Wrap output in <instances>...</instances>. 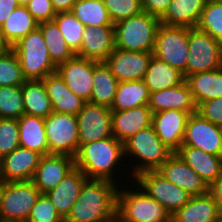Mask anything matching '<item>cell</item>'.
I'll return each instance as SVG.
<instances>
[{"mask_svg": "<svg viewBox=\"0 0 222 222\" xmlns=\"http://www.w3.org/2000/svg\"><path fill=\"white\" fill-rule=\"evenodd\" d=\"M20 147L48 155L44 118L24 114L18 119Z\"/></svg>", "mask_w": 222, "mask_h": 222, "instance_id": "83f0119b", "label": "cell"}, {"mask_svg": "<svg viewBox=\"0 0 222 222\" xmlns=\"http://www.w3.org/2000/svg\"><path fill=\"white\" fill-rule=\"evenodd\" d=\"M18 6H20L18 0H0V26Z\"/></svg>", "mask_w": 222, "mask_h": 222, "instance_id": "7dc6e473", "label": "cell"}, {"mask_svg": "<svg viewBox=\"0 0 222 222\" xmlns=\"http://www.w3.org/2000/svg\"><path fill=\"white\" fill-rule=\"evenodd\" d=\"M26 79L23 76L16 53L11 49L0 56V87L21 86Z\"/></svg>", "mask_w": 222, "mask_h": 222, "instance_id": "ab89813d", "label": "cell"}, {"mask_svg": "<svg viewBox=\"0 0 222 222\" xmlns=\"http://www.w3.org/2000/svg\"><path fill=\"white\" fill-rule=\"evenodd\" d=\"M153 112L148 105L124 111H112V134L124 143L139 131L152 125Z\"/></svg>", "mask_w": 222, "mask_h": 222, "instance_id": "44dd1931", "label": "cell"}, {"mask_svg": "<svg viewBox=\"0 0 222 222\" xmlns=\"http://www.w3.org/2000/svg\"><path fill=\"white\" fill-rule=\"evenodd\" d=\"M24 115L21 86L0 87V118L16 119Z\"/></svg>", "mask_w": 222, "mask_h": 222, "instance_id": "f35d334b", "label": "cell"}, {"mask_svg": "<svg viewBox=\"0 0 222 222\" xmlns=\"http://www.w3.org/2000/svg\"><path fill=\"white\" fill-rule=\"evenodd\" d=\"M152 55L153 52L129 51L115 47L104 62L118 82L143 80Z\"/></svg>", "mask_w": 222, "mask_h": 222, "instance_id": "5bb4252c", "label": "cell"}, {"mask_svg": "<svg viewBox=\"0 0 222 222\" xmlns=\"http://www.w3.org/2000/svg\"><path fill=\"white\" fill-rule=\"evenodd\" d=\"M74 158L75 167L79 168L88 179L108 180L117 182V185L120 184V186L122 183L125 185L124 182L133 181L127 170L123 143L114 136L81 145ZM122 167H126L123 170L127 172L125 174L128 176L124 175ZM120 177L123 180L125 177V181L120 183L122 180Z\"/></svg>", "mask_w": 222, "mask_h": 222, "instance_id": "6da1fadb", "label": "cell"}, {"mask_svg": "<svg viewBox=\"0 0 222 222\" xmlns=\"http://www.w3.org/2000/svg\"><path fill=\"white\" fill-rule=\"evenodd\" d=\"M53 20L61 31L67 46L76 54L80 50L82 35L86 27L72 12H58Z\"/></svg>", "mask_w": 222, "mask_h": 222, "instance_id": "8d00e7d4", "label": "cell"}, {"mask_svg": "<svg viewBox=\"0 0 222 222\" xmlns=\"http://www.w3.org/2000/svg\"><path fill=\"white\" fill-rule=\"evenodd\" d=\"M160 19L142 11L114 24L115 47L129 51L153 52Z\"/></svg>", "mask_w": 222, "mask_h": 222, "instance_id": "5b68a950", "label": "cell"}, {"mask_svg": "<svg viewBox=\"0 0 222 222\" xmlns=\"http://www.w3.org/2000/svg\"><path fill=\"white\" fill-rule=\"evenodd\" d=\"M209 193L222 212V175L209 185Z\"/></svg>", "mask_w": 222, "mask_h": 222, "instance_id": "c3c4849f", "label": "cell"}, {"mask_svg": "<svg viewBox=\"0 0 222 222\" xmlns=\"http://www.w3.org/2000/svg\"><path fill=\"white\" fill-rule=\"evenodd\" d=\"M181 146H191L222 157L220 126L204 119L197 112L190 114Z\"/></svg>", "mask_w": 222, "mask_h": 222, "instance_id": "4fadbf2b", "label": "cell"}, {"mask_svg": "<svg viewBox=\"0 0 222 222\" xmlns=\"http://www.w3.org/2000/svg\"><path fill=\"white\" fill-rule=\"evenodd\" d=\"M42 154L22 147L0 159V182L30 181Z\"/></svg>", "mask_w": 222, "mask_h": 222, "instance_id": "e0dca14e", "label": "cell"}, {"mask_svg": "<svg viewBox=\"0 0 222 222\" xmlns=\"http://www.w3.org/2000/svg\"><path fill=\"white\" fill-rule=\"evenodd\" d=\"M148 106L153 113L170 109L189 114L197 112V106L186 81L175 87L150 93Z\"/></svg>", "mask_w": 222, "mask_h": 222, "instance_id": "603a6c76", "label": "cell"}, {"mask_svg": "<svg viewBox=\"0 0 222 222\" xmlns=\"http://www.w3.org/2000/svg\"><path fill=\"white\" fill-rule=\"evenodd\" d=\"M188 112L165 110L153 113L152 125L162 143L173 153L182 145L185 135Z\"/></svg>", "mask_w": 222, "mask_h": 222, "instance_id": "ffe728a7", "label": "cell"}, {"mask_svg": "<svg viewBox=\"0 0 222 222\" xmlns=\"http://www.w3.org/2000/svg\"><path fill=\"white\" fill-rule=\"evenodd\" d=\"M40 195L31 180L0 182V222H26Z\"/></svg>", "mask_w": 222, "mask_h": 222, "instance_id": "52a82bcc", "label": "cell"}, {"mask_svg": "<svg viewBox=\"0 0 222 222\" xmlns=\"http://www.w3.org/2000/svg\"><path fill=\"white\" fill-rule=\"evenodd\" d=\"M113 24L140 14L141 0H103Z\"/></svg>", "mask_w": 222, "mask_h": 222, "instance_id": "60d3db41", "label": "cell"}, {"mask_svg": "<svg viewBox=\"0 0 222 222\" xmlns=\"http://www.w3.org/2000/svg\"><path fill=\"white\" fill-rule=\"evenodd\" d=\"M49 154H66L75 157L79 150L77 117L52 112L44 118Z\"/></svg>", "mask_w": 222, "mask_h": 222, "instance_id": "30bf717a", "label": "cell"}, {"mask_svg": "<svg viewBox=\"0 0 222 222\" xmlns=\"http://www.w3.org/2000/svg\"><path fill=\"white\" fill-rule=\"evenodd\" d=\"M220 136H221V139H222V126H220Z\"/></svg>", "mask_w": 222, "mask_h": 222, "instance_id": "f5cc1de1", "label": "cell"}, {"mask_svg": "<svg viewBox=\"0 0 222 222\" xmlns=\"http://www.w3.org/2000/svg\"><path fill=\"white\" fill-rule=\"evenodd\" d=\"M123 148L132 180L141 172L156 171L173 154L157 136L153 125L126 140Z\"/></svg>", "mask_w": 222, "mask_h": 222, "instance_id": "3957f363", "label": "cell"}, {"mask_svg": "<svg viewBox=\"0 0 222 222\" xmlns=\"http://www.w3.org/2000/svg\"><path fill=\"white\" fill-rule=\"evenodd\" d=\"M20 5H25L29 0H18Z\"/></svg>", "mask_w": 222, "mask_h": 222, "instance_id": "816d5d0a", "label": "cell"}, {"mask_svg": "<svg viewBox=\"0 0 222 222\" xmlns=\"http://www.w3.org/2000/svg\"><path fill=\"white\" fill-rule=\"evenodd\" d=\"M75 168V158L66 154L43 155L32 177V183L46 194Z\"/></svg>", "mask_w": 222, "mask_h": 222, "instance_id": "9a60e30c", "label": "cell"}, {"mask_svg": "<svg viewBox=\"0 0 222 222\" xmlns=\"http://www.w3.org/2000/svg\"><path fill=\"white\" fill-rule=\"evenodd\" d=\"M149 88L143 80H130L118 83L111 111H124L134 107L148 105Z\"/></svg>", "mask_w": 222, "mask_h": 222, "instance_id": "1f68e13d", "label": "cell"}, {"mask_svg": "<svg viewBox=\"0 0 222 222\" xmlns=\"http://www.w3.org/2000/svg\"><path fill=\"white\" fill-rule=\"evenodd\" d=\"M196 28L222 43V0H207Z\"/></svg>", "mask_w": 222, "mask_h": 222, "instance_id": "74e56055", "label": "cell"}, {"mask_svg": "<svg viewBox=\"0 0 222 222\" xmlns=\"http://www.w3.org/2000/svg\"><path fill=\"white\" fill-rule=\"evenodd\" d=\"M185 81L189 85L196 106L222 96V67L208 72L192 74Z\"/></svg>", "mask_w": 222, "mask_h": 222, "instance_id": "f546056e", "label": "cell"}, {"mask_svg": "<svg viewBox=\"0 0 222 222\" xmlns=\"http://www.w3.org/2000/svg\"><path fill=\"white\" fill-rule=\"evenodd\" d=\"M110 107L86 102L77 114L79 147L112 137Z\"/></svg>", "mask_w": 222, "mask_h": 222, "instance_id": "7c38bea8", "label": "cell"}, {"mask_svg": "<svg viewBox=\"0 0 222 222\" xmlns=\"http://www.w3.org/2000/svg\"><path fill=\"white\" fill-rule=\"evenodd\" d=\"M12 49V46L5 40L0 28V56L6 54Z\"/></svg>", "mask_w": 222, "mask_h": 222, "instance_id": "f907efd6", "label": "cell"}, {"mask_svg": "<svg viewBox=\"0 0 222 222\" xmlns=\"http://www.w3.org/2000/svg\"><path fill=\"white\" fill-rule=\"evenodd\" d=\"M156 171L174 185L187 191L191 196L209 192V185L176 153H173Z\"/></svg>", "mask_w": 222, "mask_h": 222, "instance_id": "ac0fdd59", "label": "cell"}, {"mask_svg": "<svg viewBox=\"0 0 222 222\" xmlns=\"http://www.w3.org/2000/svg\"><path fill=\"white\" fill-rule=\"evenodd\" d=\"M26 222H64L46 194H41Z\"/></svg>", "mask_w": 222, "mask_h": 222, "instance_id": "7bdbcfd3", "label": "cell"}, {"mask_svg": "<svg viewBox=\"0 0 222 222\" xmlns=\"http://www.w3.org/2000/svg\"><path fill=\"white\" fill-rule=\"evenodd\" d=\"M175 153L208 185L222 175V157L220 156L191 146H181Z\"/></svg>", "mask_w": 222, "mask_h": 222, "instance_id": "484cf974", "label": "cell"}, {"mask_svg": "<svg viewBox=\"0 0 222 222\" xmlns=\"http://www.w3.org/2000/svg\"><path fill=\"white\" fill-rule=\"evenodd\" d=\"M222 212L211 194L192 196L191 199L174 214L171 222H215Z\"/></svg>", "mask_w": 222, "mask_h": 222, "instance_id": "d4e9b609", "label": "cell"}, {"mask_svg": "<svg viewBox=\"0 0 222 222\" xmlns=\"http://www.w3.org/2000/svg\"><path fill=\"white\" fill-rule=\"evenodd\" d=\"M56 13L58 12H71L73 5L77 0H51Z\"/></svg>", "mask_w": 222, "mask_h": 222, "instance_id": "681fc988", "label": "cell"}, {"mask_svg": "<svg viewBox=\"0 0 222 222\" xmlns=\"http://www.w3.org/2000/svg\"><path fill=\"white\" fill-rule=\"evenodd\" d=\"M130 185L126 183L125 187L122 184L118 190V222H171L170 213L157 200L148 196L134 181Z\"/></svg>", "mask_w": 222, "mask_h": 222, "instance_id": "277c9868", "label": "cell"}, {"mask_svg": "<svg viewBox=\"0 0 222 222\" xmlns=\"http://www.w3.org/2000/svg\"><path fill=\"white\" fill-rule=\"evenodd\" d=\"M150 93L172 88L185 82L183 73L152 55L143 78Z\"/></svg>", "mask_w": 222, "mask_h": 222, "instance_id": "f1b7e54d", "label": "cell"}, {"mask_svg": "<svg viewBox=\"0 0 222 222\" xmlns=\"http://www.w3.org/2000/svg\"><path fill=\"white\" fill-rule=\"evenodd\" d=\"M188 63L185 79L195 73L222 67V43L199 29L188 28Z\"/></svg>", "mask_w": 222, "mask_h": 222, "instance_id": "ba28073f", "label": "cell"}, {"mask_svg": "<svg viewBox=\"0 0 222 222\" xmlns=\"http://www.w3.org/2000/svg\"><path fill=\"white\" fill-rule=\"evenodd\" d=\"M120 185L87 179L64 222H116Z\"/></svg>", "mask_w": 222, "mask_h": 222, "instance_id": "7a4b0ae2", "label": "cell"}, {"mask_svg": "<svg viewBox=\"0 0 222 222\" xmlns=\"http://www.w3.org/2000/svg\"><path fill=\"white\" fill-rule=\"evenodd\" d=\"M58 74L78 97L90 102L93 90V60L74 56L57 66Z\"/></svg>", "mask_w": 222, "mask_h": 222, "instance_id": "2e32d148", "label": "cell"}, {"mask_svg": "<svg viewBox=\"0 0 222 222\" xmlns=\"http://www.w3.org/2000/svg\"><path fill=\"white\" fill-rule=\"evenodd\" d=\"M38 28L42 32L49 56L56 66L75 56L72 50L67 46L54 20L40 23Z\"/></svg>", "mask_w": 222, "mask_h": 222, "instance_id": "e575fe53", "label": "cell"}, {"mask_svg": "<svg viewBox=\"0 0 222 222\" xmlns=\"http://www.w3.org/2000/svg\"><path fill=\"white\" fill-rule=\"evenodd\" d=\"M71 12L85 27L114 25L103 0H77Z\"/></svg>", "mask_w": 222, "mask_h": 222, "instance_id": "d590c367", "label": "cell"}, {"mask_svg": "<svg viewBox=\"0 0 222 222\" xmlns=\"http://www.w3.org/2000/svg\"><path fill=\"white\" fill-rule=\"evenodd\" d=\"M172 0H141L142 10L148 14L161 18Z\"/></svg>", "mask_w": 222, "mask_h": 222, "instance_id": "bcb514c9", "label": "cell"}, {"mask_svg": "<svg viewBox=\"0 0 222 222\" xmlns=\"http://www.w3.org/2000/svg\"><path fill=\"white\" fill-rule=\"evenodd\" d=\"M207 0H172L160 23L195 28Z\"/></svg>", "mask_w": 222, "mask_h": 222, "instance_id": "4316f807", "label": "cell"}, {"mask_svg": "<svg viewBox=\"0 0 222 222\" xmlns=\"http://www.w3.org/2000/svg\"><path fill=\"white\" fill-rule=\"evenodd\" d=\"M18 147H20L18 120L0 118V159Z\"/></svg>", "mask_w": 222, "mask_h": 222, "instance_id": "b9f144b4", "label": "cell"}, {"mask_svg": "<svg viewBox=\"0 0 222 222\" xmlns=\"http://www.w3.org/2000/svg\"><path fill=\"white\" fill-rule=\"evenodd\" d=\"M197 113L211 123L222 126V96L200 103Z\"/></svg>", "mask_w": 222, "mask_h": 222, "instance_id": "f6af8a7d", "label": "cell"}, {"mask_svg": "<svg viewBox=\"0 0 222 222\" xmlns=\"http://www.w3.org/2000/svg\"><path fill=\"white\" fill-rule=\"evenodd\" d=\"M188 27L160 23L156 31L153 55L183 73L188 63Z\"/></svg>", "mask_w": 222, "mask_h": 222, "instance_id": "9c48e42d", "label": "cell"}, {"mask_svg": "<svg viewBox=\"0 0 222 222\" xmlns=\"http://www.w3.org/2000/svg\"><path fill=\"white\" fill-rule=\"evenodd\" d=\"M39 23L25 5L15 8L8 19L0 26L5 40L13 46L29 32L36 30Z\"/></svg>", "mask_w": 222, "mask_h": 222, "instance_id": "836d02e7", "label": "cell"}, {"mask_svg": "<svg viewBox=\"0 0 222 222\" xmlns=\"http://www.w3.org/2000/svg\"><path fill=\"white\" fill-rule=\"evenodd\" d=\"M25 6L39 24L52 21L57 14L51 0H29Z\"/></svg>", "mask_w": 222, "mask_h": 222, "instance_id": "ee69618b", "label": "cell"}, {"mask_svg": "<svg viewBox=\"0 0 222 222\" xmlns=\"http://www.w3.org/2000/svg\"><path fill=\"white\" fill-rule=\"evenodd\" d=\"M12 49L17 55L26 80H42L57 70L39 28L21 38Z\"/></svg>", "mask_w": 222, "mask_h": 222, "instance_id": "8992f818", "label": "cell"}, {"mask_svg": "<svg viewBox=\"0 0 222 222\" xmlns=\"http://www.w3.org/2000/svg\"><path fill=\"white\" fill-rule=\"evenodd\" d=\"M133 181L150 197L157 200L169 213L174 214L190 199L184 189L165 179L157 171H144L133 178Z\"/></svg>", "mask_w": 222, "mask_h": 222, "instance_id": "8fae6325", "label": "cell"}, {"mask_svg": "<svg viewBox=\"0 0 222 222\" xmlns=\"http://www.w3.org/2000/svg\"><path fill=\"white\" fill-rule=\"evenodd\" d=\"M118 83L105 62L93 61V90L90 103L111 107Z\"/></svg>", "mask_w": 222, "mask_h": 222, "instance_id": "4dcf8cb0", "label": "cell"}, {"mask_svg": "<svg viewBox=\"0 0 222 222\" xmlns=\"http://www.w3.org/2000/svg\"><path fill=\"white\" fill-rule=\"evenodd\" d=\"M42 80L51 101L53 112L77 116L86 101L67 87L58 72L49 74Z\"/></svg>", "mask_w": 222, "mask_h": 222, "instance_id": "cb8c5ba5", "label": "cell"}, {"mask_svg": "<svg viewBox=\"0 0 222 222\" xmlns=\"http://www.w3.org/2000/svg\"><path fill=\"white\" fill-rule=\"evenodd\" d=\"M87 179L86 175L75 167L54 189L46 193L64 220L70 214Z\"/></svg>", "mask_w": 222, "mask_h": 222, "instance_id": "7402d4cb", "label": "cell"}, {"mask_svg": "<svg viewBox=\"0 0 222 222\" xmlns=\"http://www.w3.org/2000/svg\"><path fill=\"white\" fill-rule=\"evenodd\" d=\"M215 222H222V217L220 219H218L217 221H215Z\"/></svg>", "mask_w": 222, "mask_h": 222, "instance_id": "db71d44e", "label": "cell"}, {"mask_svg": "<svg viewBox=\"0 0 222 222\" xmlns=\"http://www.w3.org/2000/svg\"><path fill=\"white\" fill-rule=\"evenodd\" d=\"M21 87L24 114L47 118L53 112L43 80H26Z\"/></svg>", "mask_w": 222, "mask_h": 222, "instance_id": "d6a6232c", "label": "cell"}, {"mask_svg": "<svg viewBox=\"0 0 222 222\" xmlns=\"http://www.w3.org/2000/svg\"><path fill=\"white\" fill-rule=\"evenodd\" d=\"M114 48L113 25L89 26L83 32L80 50L75 55L96 62H104Z\"/></svg>", "mask_w": 222, "mask_h": 222, "instance_id": "d6986e66", "label": "cell"}]
</instances>
